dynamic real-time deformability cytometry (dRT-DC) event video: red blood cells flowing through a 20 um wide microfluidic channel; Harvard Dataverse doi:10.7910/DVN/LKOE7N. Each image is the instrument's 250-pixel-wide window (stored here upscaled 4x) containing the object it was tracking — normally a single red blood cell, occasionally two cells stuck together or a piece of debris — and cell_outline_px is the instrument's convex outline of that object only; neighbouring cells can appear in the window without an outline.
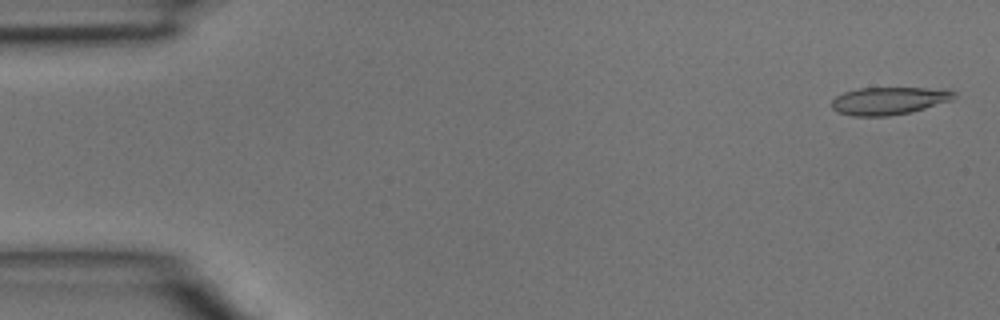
{"species": "common noctule bat (a hibernating species)", "species_latin": "Nyctalus noctula", "temperature_condition": "room temperature", "stored_images_in_passage": 4, "segment_of_instrument_passage": [1, 2], "camera_frame_rate_fps": 3000, "um_per_image_px": 0.085, "animal": {"sex": "male", "body_mass_g": 15.6}, "frame": {"image": 1, "passage_image": 1, "time_ms": 0.0, "image_size_px": [1000, 320], "cell_outline_px": [[956, 96], [952, 100], [912, 112], [888, 116], [852, 116], [836, 112], [832, 108], [832, 100], [836, 96], [844, 92], [860, 88], [948, 88], [956, 92]], "centroid_in_image_um": [75.59, 8.56], "position_along_channel_um": 9.4, "area_um2": 19.94}}